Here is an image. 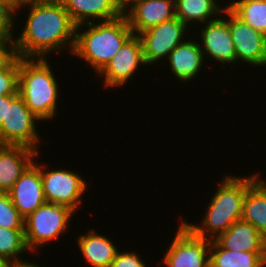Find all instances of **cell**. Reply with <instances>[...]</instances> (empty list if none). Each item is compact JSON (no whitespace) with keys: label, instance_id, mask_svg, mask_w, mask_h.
Wrapping results in <instances>:
<instances>
[{"label":"cell","instance_id":"cell-1","mask_svg":"<svg viewBox=\"0 0 266 267\" xmlns=\"http://www.w3.org/2000/svg\"><path fill=\"white\" fill-rule=\"evenodd\" d=\"M25 6L29 15L21 34L14 39L18 57L45 59L51 51L60 52L67 46L72 54L76 25L63 3L26 2L17 5L16 11Z\"/></svg>","mask_w":266,"mask_h":267},{"label":"cell","instance_id":"cell-2","mask_svg":"<svg viewBox=\"0 0 266 267\" xmlns=\"http://www.w3.org/2000/svg\"><path fill=\"white\" fill-rule=\"evenodd\" d=\"M222 179L210 203H207L208 209L200 225L182 221L200 238L215 240L234 222L241 220L246 191L259 179V175L256 173L249 177L226 175Z\"/></svg>","mask_w":266,"mask_h":267},{"label":"cell","instance_id":"cell-3","mask_svg":"<svg viewBox=\"0 0 266 267\" xmlns=\"http://www.w3.org/2000/svg\"><path fill=\"white\" fill-rule=\"evenodd\" d=\"M83 25L89 28L80 32ZM132 35L124 14L111 21L78 25L72 55L85 60L99 73Z\"/></svg>","mask_w":266,"mask_h":267},{"label":"cell","instance_id":"cell-4","mask_svg":"<svg viewBox=\"0 0 266 267\" xmlns=\"http://www.w3.org/2000/svg\"><path fill=\"white\" fill-rule=\"evenodd\" d=\"M47 58L19 57L18 92L26 106L40 121L56 117L59 81Z\"/></svg>","mask_w":266,"mask_h":267},{"label":"cell","instance_id":"cell-5","mask_svg":"<svg viewBox=\"0 0 266 267\" xmlns=\"http://www.w3.org/2000/svg\"><path fill=\"white\" fill-rule=\"evenodd\" d=\"M74 211L54 203H44L24 219L25 241L29 251L59 239L68 228Z\"/></svg>","mask_w":266,"mask_h":267},{"label":"cell","instance_id":"cell-6","mask_svg":"<svg viewBox=\"0 0 266 267\" xmlns=\"http://www.w3.org/2000/svg\"><path fill=\"white\" fill-rule=\"evenodd\" d=\"M39 120L18 94L7 104L6 119L0 125V145L24 146L40 153L41 139L36 127Z\"/></svg>","mask_w":266,"mask_h":267},{"label":"cell","instance_id":"cell-7","mask_svg":"<svg viewBox=\"0 0 266 267\" xmlns=\"http://www.w3.org/2000/svg\"><path fill=\"white\" fill-rule=\"evenodd\" d=\"M33 163L40 169L46 202L69 207L74 212L79 209L88 187L82 175L65 169L50 171L46 168L47 164H39L35 159Z\"/></svg>","mask_w":266,"mask_h":267},{"label":"cell","instance_id":"cell-8","mask_svg":"<svg viewBox=\"0 0 266 267\" xmlns=\"http://www.w3.org/2000/svg\"><path fill=\"white\" fill-rule=\"evenodd\" d=\"M211 240L194 235L182 222L163 262L167 267H209Z\"/></svg>","mask_w":266,"mask_h":267},{"label":"cell","instance_id":"cell-9","mask_svg":"<svg viewBox=\"0 0 266 267\" xmlns=\"http://www.w3.org/2000/svg\"><path fill=\"white\" fill-rule=\"evenodd\" d=\"M187 28L182 21L174 17L140 33L138 36L142 42L146 65L150 66L152 63L155 64V62L163 59L165 61L170 52L184 42V37L189 30Z\"/></svg>","mask_w":266,"mask_h":267},{"label":"cell","instance_id":"cell-10","mask_svg":"<svg viewBox=\"0 0 266 267\" xmlns=\"http://www.w3.org/2000/svg\"><path fill=\"white\" fill-rule=\"evenodd\" d=\"M228 28L236 51V63L242 61L249 66L266 67V35L237 18L227 7Z\"/></svg>","mask_w":266,"mask_h":267},{"label":"cell","instance_id":"cell-11","mask_svg":"<svg viewBox=\"0 0 266 267\" xmlns=\"http://www.w3.org/2000/svg\"><path fill=\"white\" fill-rule=\"evenodd\" d=\"M140 65H146L143 46L140 37L133 34L98 75L103 76L105 87L118 88L130 81Z\"/></svg>","mask_w":266,"mask_h":267},{"label":"cell","instance_id":"cell-12","mask_svg":"<svg viewBox=\"0 0 266 267\" xmlns=\"http://www.w3.org/2000/svg\"><path fill=\"white\" fill-rule=\"evenodd\" d=\"M223 16H219L217 19L204 24V28L201 29L200 43L203 55L209 58H213L212 61H217L223 64L233 65L236 62L235 46L232 42V36L228 28V19ZM228 63V64H227Z\"/></svg>","mask_w":266,"mask_h":267},{"label":"cell","instance_id":"cell-13","mask_svg":"<svg viewBox=\"0 0 266 267\" xmlns=\"http://www.w3.org/2000/svg\"><path fill=\"white\" fill-rule=\"evenodd\" d=\"M134 35L175 17V0H134L123 10Z\"/></svg>","mask_w":266,"mask_h":267},{"label":"cell","instance_id":"cell-14","mask_svg":"<svg viewBox=\"0 0 266 267\" xmlns=\"http://www.w3.org/2000/svg\"><path fill=\"white\" fill-rule=\"evenodd\" d=\"M8 194L14 207L24 219L46 203L40 169L32 162L14 183Z\"/></svg>","mask_w":266,"mask_h":267},{"label":"cell","instance_id":"cell-15","mask_svg":"<svg viewBox=\"0 0 266 267\" xmlns=\"http://www.w3.org/2000/svg\"><path fill=\"white\" fill-rule=\"evenodd\" d=\"M63 5L76 26L92 23L93 19L111 21L123 15L115 0H64Z\"/></svg>","mask_w":266,"mask_h":267},{"label":"cell","instance_id":"cell-16","mask_svg":"<svg viewBox=\"0 0 266 267\" xmlns=\"http://www.w3.org/2000/svg\"><path fill=\"white\" fill-rule=\"evenodd\" d=\"M39 154L24 146L0 145V192H8Z\"/></svg>","mask_w":266,"mask_h":267},{"label":"cell","instance_id":"cell-17","mask_svg":"<svg viewBox=\"0 0 266 267\" xmlns=\"http://www.w3.org/2000/svg\"><path fill=\"white\" fill-rule=\"evenodd\" d=\"M215 241L224 249L244 252H266V239L249 222L238 220Z\"/></svg>","mask_w":266,"mask_h":267},{"label":"cell","instance_id":"cell-18","mask_svg":"<svg viewBox=\"0 0 266 267\" xmlns=\"http://www.w3.org/2000/svg\"><path fill=\"white\" fill-rule=\"evenodd\" d=\"M168 63L175 77L180 82L194 80L193 78L201 71L204 62L203 51L196 40H185L176 46L169 54Z\"/></svg>","mask_w":266,"mask_h":267},{"label":"cell","instance_id":"cell-19","mask_svg":"<svg viewBox=\"0 0 266 267\" xmlns=\"http://www.w3.org/2000/svg\"><path fill=\"white\" fill-rule=\"evenodd\" d=\"M78 247L91 267H110L118 248L109 238L97 233L94 229L77 238Z\"/></svg>","mask_w":266,"mask_h":267},{"label":"cell","instance_id":"cell-20","mask_svg":"<svg viewBox=\"0 0 266 267\" xmlns=\"http://www.w3.org/2000/svg\"><path fill=\"white\" fill-rule=\"evenodd\" d=\"M266 252L230 251L211 240L209 267H264Z\"/></svg>","mask_w":266,"mask_h":267},{"label":"cell","instance_id":"cell-21","mask_svg":"<svg viewBox=\"0 0 266 267\" xmlns=\"http://www.w3.org/2000/svg\"><path fill=\"white\" fill-rule=\"evenodd\" d=\"M242 220L252 224L266 239V181L259 178L247 191Z\"/></svg>","mask_w":266,"mask_h":267},{"label":"cell","instance_id":"cell-22","mask_svg":"<svg viewBox=\"0 0 266 267\" xmlns=\"http://www.w3.org/2000/svg\"><path fill=\"white\" fill-rule=\"evenodd\" d=\"M217 3L216 0H175V17L187 27L196 21L202 25L223 15L226 5L223 8Z\"/></svg>","mask_w":266,"mask_h":267},{"label":"cell","instance_id":"cell-23","mask_svg":"<svg viewBox=\"0 0 266 267\" xmlns=\"http://www.w3.org/2000/svg\"><path fill=\"white\" fill-rule=\"evenodd\" d=\"M226 7L241 21L266 35V0H235Z\"/></svg>","mask_w":266,"mask_h":267},{"label":"cell","instance_id":"cell-24","mask_svg":"<svg viewBox=\"0 0 266 267\" xmlns=\"http://www.w3.org/2000/svg\"><path fill=\"white\" fill-rule=\"evenodd\" d=\"M28 250L24 229L0 227V258L8 266L23 261V259H19V255L29 252Z\"/></svg>","mask_w":266,"mask_h":267},{"label":"cell","instance_id":"cell-25","mask_svg":"<svg viewBox=\"0 0 266 267\" xmlns=\"http://www.w3.org/2000/svg\"><path fill=\"white\" fill-rule=\"evenodd\" d=\"M0 227L24 229V218L14 207L8 192H0Z\"/></svg>","mask_w":266,"mask_h":267},{"label":"cell","instance_id":"cell-26","mask_svg":"<svg viewBox=\"0 0 266 267\" xmlns=\"http://www.w3.org/2000/svg\"><path fill=\"white\" fill-rule=\"evenodd\" d=\"M16 7L10 0H0V39H15L13 27Z\"/></svg>","mask_w":266,"mask_h":267},{"label":"cell","instance_id":"cell-27","mask_svg":"<svg viewBox=\"0 0 266 267\" xmlns=\"http://www.w3.org/2000/svg\"><path fill=\"white\" fill-rule=\"evenodd\" d=\"M19 57L5 70L0 71V96L18 95Z\"/></svg>","mask_w":266,"mask_h":267},{"label":"cell","instance_id":"cell-28","mask_svg":"<svg viewBox=\"0 0 266 267\" xmlns=\"http://www.w3.org/2000/svg\"><path fill=\"white\" fill-rule=\"evenodd\" d=\"M17 58L14 39H0V71L7 69Z\"/></svg>","mask_w":266,"mask_h":267},{"label":"cell","instance_id":"cell-29","mask_svg":"<svg viewBox=\"0 0 266 267\" xmlns=\"http://www.w3.org/2000/svg\"><path fill=\"white\" fill-rule=\"evenodd\" d=\"M132 252H121L118 250L115 259L112 261L110 267H146L144 261L141 260L140 254Z\"/></svg>","mask_w":266,"mask_h":267},{"label":"cell","instance_id":"cell-30","mask_svg":"<svg viewBox=\"0 0 266 267\" xmlns=\"http://www.w3.org/2000/svg\"><path fill=\"white\" fill-rule=\"evenodd\" d=\"M17 95H3L0 96V125L2 124L3 119H6L7 113V104L16 97Z\"/></svg>","mask_w":266,"mask_h":267},{"label":"cell","instance_id":"cell-31","mask_svg":"<svg viewBox=\"0 0 266 267\" xmlns=\"http://www.w3.org/2000/svg\"><path fill=\"white\" fill-rule=\"evenodd\" d=\"M8 267H40L39 265L31 262H27L26 260L24 261H19L17 263H13L9 265Z\"/></svg>","mask_w":266,"mask_h":267},{"label":"cell","instance_id":"cell-32","mask_svg":"<svg viewBox=\"0 0 266 267\" xmlns=\"http://www.w3.org/2000/svg\"><path fill=\"white\" fill-rule=\"evenodd\" d=\"M117 4L124 10L129 6L134 0H115Z\"/></svg>","mask_w":266,"mask_h":267},{"label":"cell","instance_id":"cell-33","mask_svg":"<svg viewBox=\"0 0 266 267\" xmlns=\"http://www.w3.org/2000/svg\"><path fill=\"white\" fill-rule=\"evenodd\" d=\"M45 3H63L64 0H42Z\"/></svg>","mask_w":266,"mask_h":267},{"label":"cell","instance_id":"cell-34","mask_svg":"<svg viewBox=\"0 0 266 267\" xmlns=\"http://www.w3.org/2000/svg\"><path fill=\"white\" fill-rule=\"evenodd\" d=\"M32 1H39L42 2V0H18V5L22 4V3H26V2H32Z\"/></svg>","mask_w":266,"mask_h":267},{"label":"cell","instance_id":"cell-35","mask_svg":"<svg viewBox=\"0 0 266 267\" xmlns=\"http://www.w3.org/2000/svg\"><path fill=\"white\" fill-rule=\"evenodd\" d=\"M0 267H8V265L0 258Z\"/></svg>","mask_w":266,"mask_h":267},{"label":"cell","instance_id":"cell-36","mask_svg":"<svg viewBox=\"0 0 266 267\" xmlns=\"http://www.w3.org/2000/svg\"><path fill=\"white\" fill-rule=\"evenodd\" d=\"M12 1L16 6L18 5V0H10Z\"/></svg>","mask_w":266,"mask_h":267}]
</instances>
